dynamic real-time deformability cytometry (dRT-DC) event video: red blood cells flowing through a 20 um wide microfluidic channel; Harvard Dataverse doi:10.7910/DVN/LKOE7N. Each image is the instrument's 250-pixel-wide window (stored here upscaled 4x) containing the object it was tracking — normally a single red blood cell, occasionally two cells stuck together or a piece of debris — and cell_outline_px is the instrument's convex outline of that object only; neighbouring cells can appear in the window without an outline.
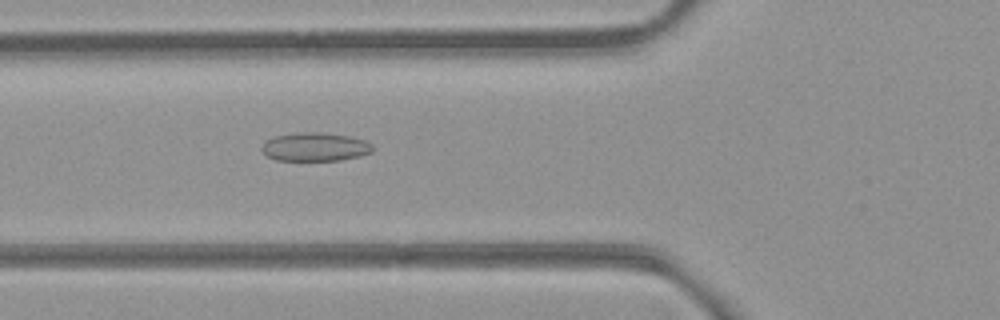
{"species": "common noctule bat (a hibernating species)", "species_latin": "Nyctalus noctula", "temperature_condition": "room temperature", "stored_images_in_passage": 54, "camera_frame_rate_fps": 3000, "um_per_image_px": 0.085, "animal": {"sex": "female", "body_mass_g": 21.9}, "frame": {"image": 1, "passage_image": 20, "time_ms": 6.333, "image_size_px": [1000, 320], "cell_outline_px": [[372, 152], [360, 156], [340, 160], [276, 160], [268, 156], [260, 148], [264, 140], [276, 136], [292, 132], [320, 132], [352, 136], [364, 140], [372, 144]], "centroid_in_image_um": [26.77, 12.47], "position_along_channel_um": 99.0, "area_um2": 18.61}}
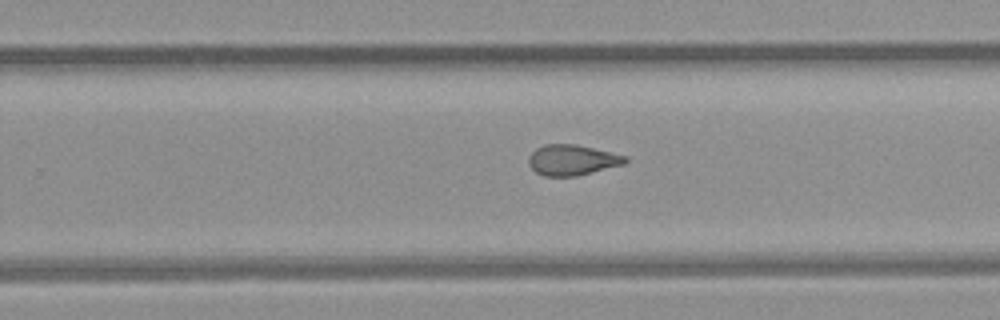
{"frame": {"image": 2, "passage_image": 34, "time_ms": 11.0, "image_size_px": [1000, 320], "cell_outline_px": [[628, 160], [624, 164], [576, 176], [544, 176], [536, 172], [528, 164], [528, 156], [536, 148], [544, 144], [576, 144], [628, 156]], "centroid_in_image_um": [48.62, 13.59], "position_along_channel_um": 281.2, "area_um2": 17.22}}
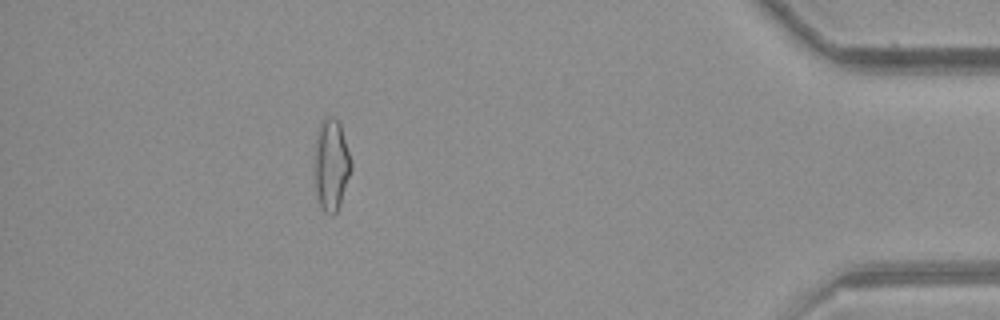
{"frame": {"image": 3, "passage_image": 48, "time_ms": 15.667, "image_size_px": [1000, 320], "cell_outline_px": [[352, 168], [340, 204], [336, 212], [332, 216], [324, 212], [320, 204], [316, 192], [316, 136], [320, 120], [324, 116], [332, 116], [340, 124], [352, 164]], "centroid_in_image_um": [28.17, 13.99], "position_along_channel_um": 407.0, "area_um2": 19.19}, "authors_computed_cell_mechanics": {"area_um2": 18.6405, "velocity_mm_per_s": 3.8884, "shape_relaxation_time_tau1_ms": null, "shape_relaxation_time_tau2_ms": 1.8393, "deformation_change_tau1": null, "deformation_change_tau2": 0.0814}}